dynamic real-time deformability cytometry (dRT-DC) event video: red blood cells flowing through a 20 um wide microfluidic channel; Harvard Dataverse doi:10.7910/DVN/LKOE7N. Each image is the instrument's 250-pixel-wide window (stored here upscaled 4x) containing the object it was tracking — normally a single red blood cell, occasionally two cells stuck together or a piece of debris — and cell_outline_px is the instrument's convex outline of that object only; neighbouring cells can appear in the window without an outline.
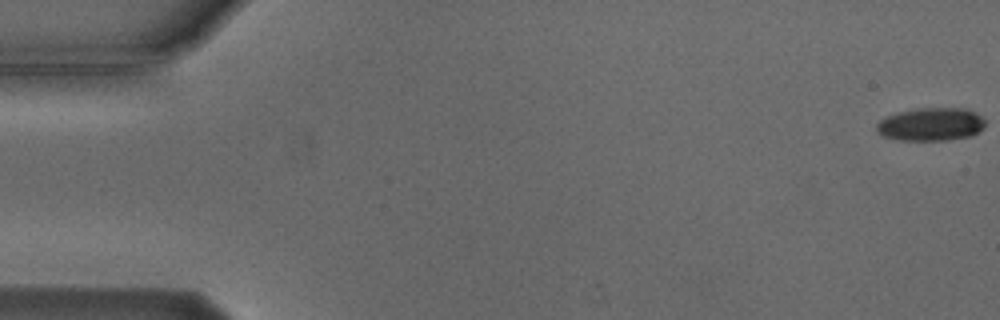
{"species": "Egyptian fruit bat (a non-hibernating species)", "species_latin": "Rousettus aegyptiacus", "temperature_condition": "cold", "stored_images_in_passage": 5, "camera_frame_rate_fps": 3000, "um_per_image_px": 0.085, "animal": {"sex": "male"}, "frame": {"image": 1, "passage_image": 1, "time_ms": 0.0, "image_size_px": [1000, 320], "cell_outline_px": [[984, 128], [972, 136], [948, 140], [900, 140], [884, 136], [876, 128], [876, 124], [880, 120], [888, 116], [900, 112], [916, 108], [964, 108], [980, 116], [984, 120]], "centroid_in_image_um": [79.15, 10.57], "position_along_channel_um": 5.9, "area_um2": 20.75}}
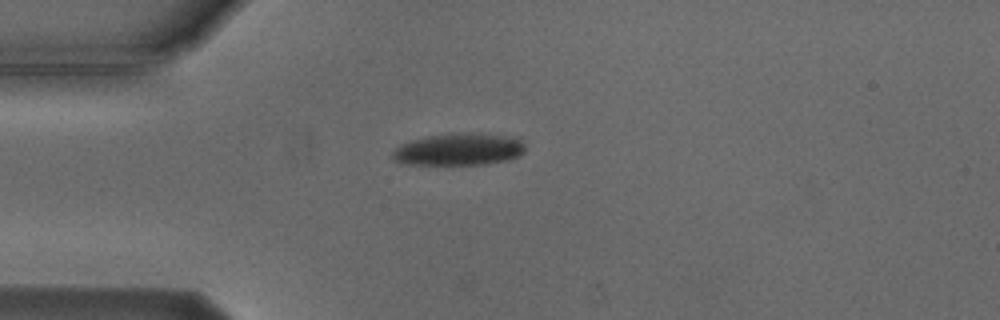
{"frame": {"image": 2, "passage_image": 5, "time_ms": 4.667, "image_size_px": [1000, 320], "cell_outline_px": [[524, 152], [520, 156], [508, 160], [484, 164], [400, 164], [392, 160], [392, 152], [400, 144], [412, 140], [428, 136], [452, 132], [504, 136], [520, 140], [524, 144]], "centroid_in_image_um": [38.94, 12.71], "position_along_channel_um": 46.1, "area_um2": 24.68}}